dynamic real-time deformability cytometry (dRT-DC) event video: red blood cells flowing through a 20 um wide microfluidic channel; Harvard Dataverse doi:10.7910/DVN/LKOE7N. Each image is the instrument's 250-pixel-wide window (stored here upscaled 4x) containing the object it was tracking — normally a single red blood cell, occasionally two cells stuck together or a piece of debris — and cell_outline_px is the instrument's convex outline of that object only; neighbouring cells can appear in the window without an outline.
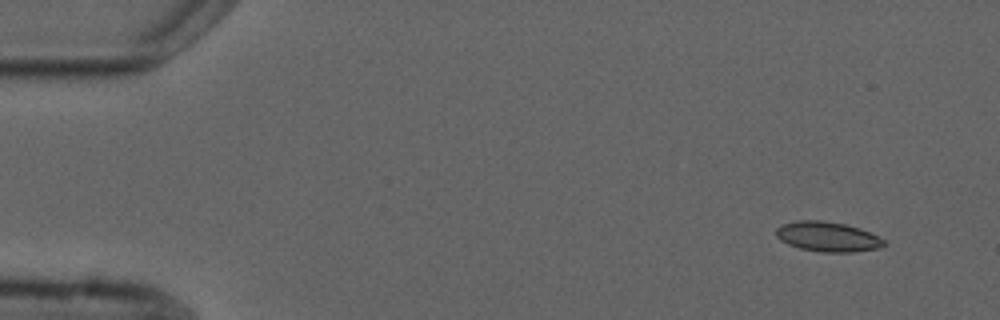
{"species": "common noctule bat (a hibernating species)", "species_latin": "Nyctalus noctula", "temperature_condition": "cold", "stored_images_in_passage": 5, "camera_frame_rate_fps": 3000, "um_per_image_px": 0.085, "animal": {"sex": "male", "forearm_length_mm": 52.5}, "frame": {"image": 1, "passage_image": 1, "time_ms": 0.0, "image_size_px": [1000, 320], "cell_outline_px": [[888, 244], [880, 248], [852, 252], [820, 252], [800, 248], [788, 244], [780, 240], [776, 236], [776, 228], [784, 224], [800, 220], [820, 220], [844, 224], [860, 228], [884, 240]], "centroid_in_image_um": [70.36, 20.13], "position_along_channel_um": 14.6, "area_um2": 18.67}}
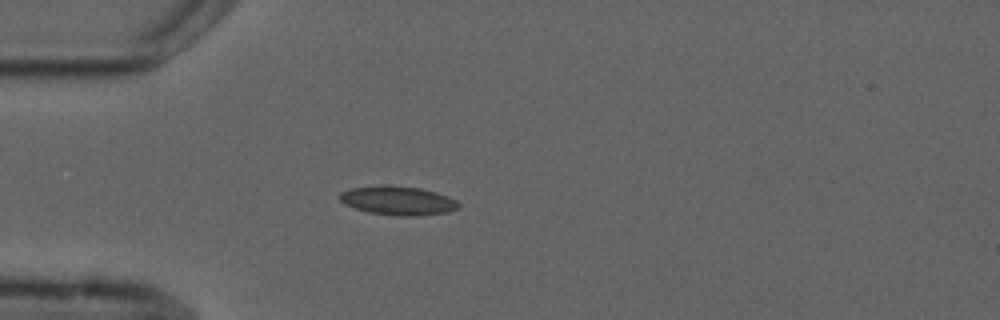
{"frame": {"image": 2, "passage_image": 4, "time_ms": 3.667, "image_size_px": [1000, 320], "cell_outline_px": [[460, 208], [448, 212], [416, 216], [400, 216], [368, 212], [344, 204], [336, 196], [340, 192], [352, 188], [380, 184], [420, 188], [436, 192], [448, 196], [456, 200], [460, 204]], "centroid_in_image_um": [33.81, 17.04], "position_along_channel_um": 51.2, "area_um2": 20.23}}